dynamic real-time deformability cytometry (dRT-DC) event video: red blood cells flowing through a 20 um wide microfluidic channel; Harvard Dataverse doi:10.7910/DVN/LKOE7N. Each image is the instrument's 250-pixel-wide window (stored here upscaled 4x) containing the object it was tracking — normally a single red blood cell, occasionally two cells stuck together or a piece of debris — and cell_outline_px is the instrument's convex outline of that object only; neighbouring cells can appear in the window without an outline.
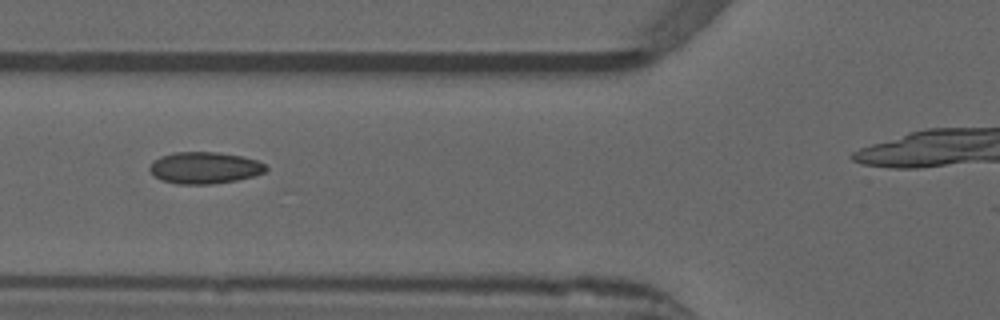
{"species": "common noctule bat (a hibernating species)", "species_latin": "Nyctalus noctula", "temperature_condition": "warm", "stored_images_in_passage": 15, "camera_frame_rate_fps": 3000, "um_per_image_px": 0.085, "animal": {"sex": "male", "forearm_length_mm": 52.5}, "frame": {"image": 1, "passage_image": 5, "time_ms": 1.333, "image_size_px": [1000, 320], "cell_outline_px": [[268, 168], [264, 172], [252, 176], [236, 180], [212, 184], [176, 184], [160, 180], [148, 168], [152, 160], [160, 156], [172, 152], [216, 152], [244, 156], [256, 160], [264, 164]], "centroid_in_image_um": [17.35, 14.25], "position_along_channel_um": 108.4, "area_um2": 21.56}}